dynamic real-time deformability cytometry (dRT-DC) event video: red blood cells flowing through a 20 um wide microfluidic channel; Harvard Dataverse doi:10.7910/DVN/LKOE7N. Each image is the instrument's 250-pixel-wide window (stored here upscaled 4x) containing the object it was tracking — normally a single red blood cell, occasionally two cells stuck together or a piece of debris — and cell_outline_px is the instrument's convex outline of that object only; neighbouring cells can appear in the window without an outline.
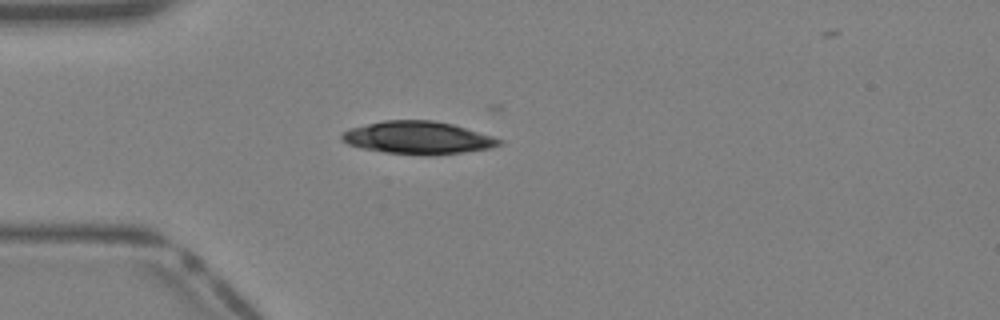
{"species": "Egyptian fruit bat (a non-hibernating species)", "species_latin": "Rousettus aegyptiacus", "temperature_condition": "warm", "stored_images_in_passage": 25, "camera_frame_rate_fps": 3000, "um_per_image_px": 0.085, "animal": {"sex": "female"}, "frame": {"image": 1, "passage_image": 1, "time_ms": 0.0, "image_size_px": [1000, 320], "cell_outline_px": [[504, 144], [488, 148], [464, 152], [432, 156], [424, 156], [384, 152], [364, 148], [348, 144], [340, 140], [340, 136], [344, 132], [352, 128], [384, 120], [432, 120], [452, 124], [492, 136], [504, 140]], "centroid_in_image_um": [35.55, 11.72], "position_along_channel_um": 49.5, "area_um2": 29.94}}
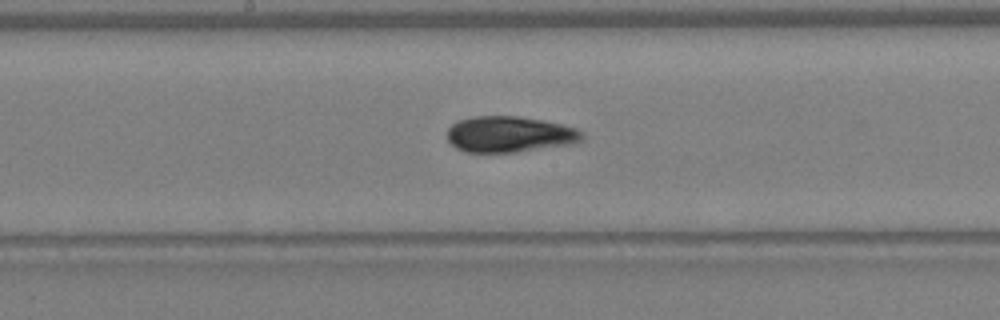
{"frame": {"image": 2, "passage_image": 11, "time_ms": 3.333, "image_size_px": [1000, 320], "cell_outline_px": [[584, 136], [580, 140], [572, 144], [516, 152], [468, 152], [456, 148], [448, 140], [448, 128], [452, 124], [460, 120], [472, 116], [516, 116], [544, 120], [576, 128], [584, 132]], "centroid_in_image_um": [43.32, 11.41], "position_along_channel_um": 204.9, "area_um2": 28.26}}
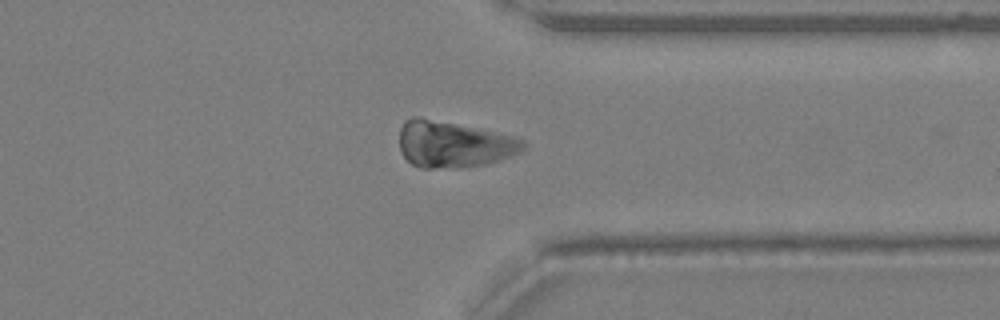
{"frame": {"image": 3, "passage_image": 21, "time_ms": 6.667, "image_size_px": [1000, 320], "cell_outline_px": [[528, 144], [520, 152], [500, 160], [484, 164], [432, 168], [420, 168], [412, 164], [400, 152], [400, 128], [404, 120], [412, 116], [420, 116], [512, 136], [524, 140]], "centroid_in_image_um": [38.51, 12.24], "position_along_channel_um": 372.9, "area_um2": 33.12}}